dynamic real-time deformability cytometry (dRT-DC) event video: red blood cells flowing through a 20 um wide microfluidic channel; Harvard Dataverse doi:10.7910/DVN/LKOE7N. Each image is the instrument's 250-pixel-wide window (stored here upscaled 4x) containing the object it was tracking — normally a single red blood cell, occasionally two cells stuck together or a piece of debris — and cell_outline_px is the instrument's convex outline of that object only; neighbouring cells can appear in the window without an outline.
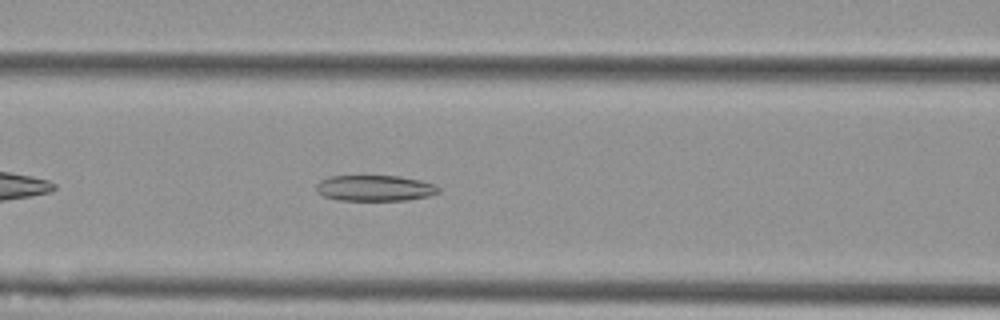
{"species": "Egyptian fruit bat (a non-hibernating species)", "species_latin": "Rousettus aegyptiacus", "temperature_condition": "cold", "stored_images_in_passage": 15, "camera_frame_rate_fps": 3000, "um_per_image_px": 0.085, "animal": {"sex": "female"}, "frame": {"image": 1, "passage_image": 9, "time_ms": 2.667, "image_size_px": [1000, 320], "cell_outline_px": [[440, 192], [428, 196], [408, 200], [340, 200], [324, 196], [316, 192], [316, 184], [320, 180], [332, 176], [400, 176], [420, 180], [432, 184], [440, 188]], "centroid_in_image_um": [31.85, 15.99], "position_along_channel_um": 134.7, "area_um2": 18.38}}
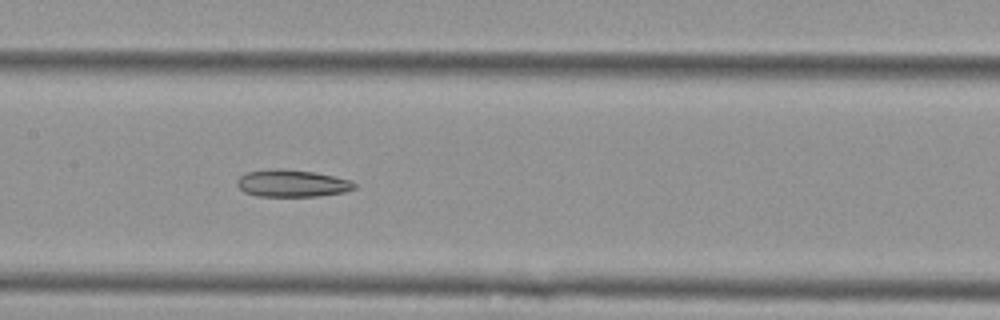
{"frame": {"image": 2, "passage_image": 13, "time_ms": 4.0, "image_size_px": [1000, 320], "cell_outline_px": [[356, 188], [344, 192], [320, 196], [256, 196], [244, 192], [236, 184], [236, 180], [240, 176], [248, 172], [276, 168], [280, 168], [312, 172], [336, 176], [352, 180], [356, 184]], "centroid_in_image_um": [24.84, 15.58], "position_along_channel_um": 182.6, "area_um2": 18.67}}